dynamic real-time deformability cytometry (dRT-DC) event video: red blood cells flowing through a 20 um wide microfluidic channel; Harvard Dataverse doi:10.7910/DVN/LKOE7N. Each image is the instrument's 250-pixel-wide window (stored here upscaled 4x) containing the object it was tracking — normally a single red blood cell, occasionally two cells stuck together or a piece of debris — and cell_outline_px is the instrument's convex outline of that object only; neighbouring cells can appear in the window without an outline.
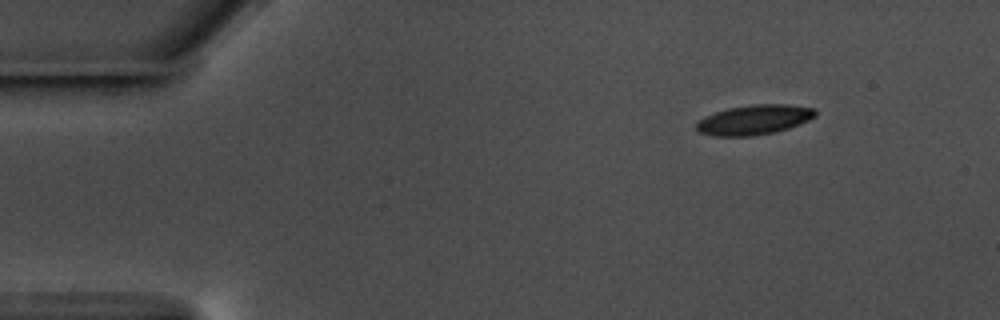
{"species": "common noctule bat (a hibernating species)", "species_latin": "Nyctalus noctula", "temperature_condition": "warm", "stored_images_in_passage": 51, "camera_frame_rate_fps": 3000, "um_per_image_px": 0.085, "animal": {"sex": "male", "body_mass_g": 17.5, "forearm_length_mm": 52.3}, "frame": {"image": 1, "passage_image": 1, "time_ms": 0.0, "image_size_px": [1000, 320], "cell_outline_px": [[816, 116], [800, 124], [776, 132], [752, 136], [712, 136], [700, 132], [696, 128], [696, 124], [704, 116], [728, 108], [752, 104], [788, 104], [812, 108], [816, 112]], "centroid_in_image_um": [64.1, 10.18], "position_along_channel_um": 20.9, "area_um2": 20.63}}
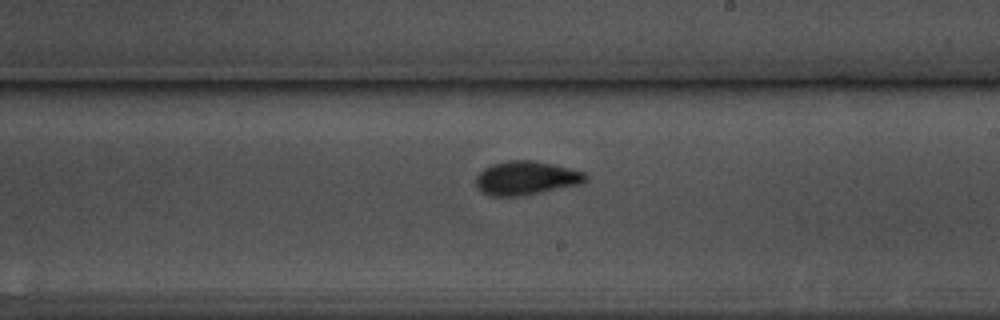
{"frame": {"image": 2, "passage_image": 27, "time_ms": 8.667, "image_size_px": [1000, 320], "cell_outline_px": [[588, 180], [584, 184], [520, 196], [492, 196], [480, 192], [476, 188], [476, 176], [484, 168], [492, 164], [508, 160], [536, 160], [584, 172], [588, 176]], "centroid_in_image_um": [44.73, 15.14], "position_along_channel_um": 244.3, "area_um2": 21.85}}
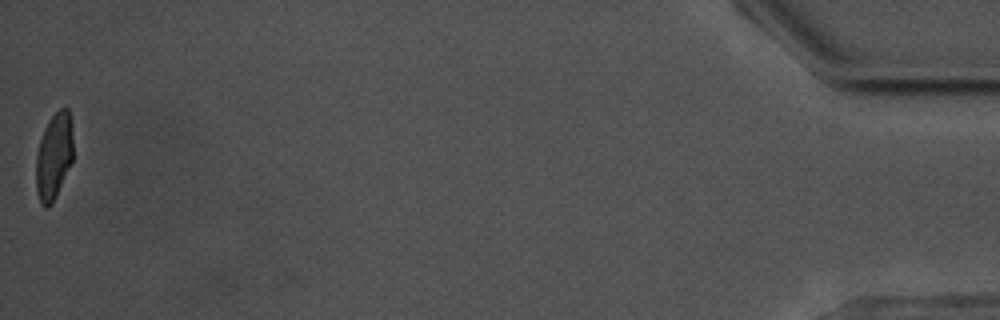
{"frame": {"image": 3, "passage_image": 51, "time_ms": 16.667, "image_size_px": [1000, 320], "cell_outline_px": [[72, 160], [56, 196], [52, 204], [48, 208], [44, 208], [40, 204], [36, 192], [36, 152], [44, 128], [48, 120], [60, 108], [68, 108], [72, 140]], "centroid_in_image_um": [4.54, 13.33], "position_along_channel_um": 430.7, "area_um2": 18.61}, "authors_computed_cell_mechanics": {"area_um2": 20.6924, "velocity_mm_per_s": 3.5603, "shape_relaxation_time_tau1_ms": 3.7736, "shape_relaxation_time_tau2_ms": 1.3641, "deformation_change_tau1": 0.132, "deformation_change_tau2": 0.0744}}